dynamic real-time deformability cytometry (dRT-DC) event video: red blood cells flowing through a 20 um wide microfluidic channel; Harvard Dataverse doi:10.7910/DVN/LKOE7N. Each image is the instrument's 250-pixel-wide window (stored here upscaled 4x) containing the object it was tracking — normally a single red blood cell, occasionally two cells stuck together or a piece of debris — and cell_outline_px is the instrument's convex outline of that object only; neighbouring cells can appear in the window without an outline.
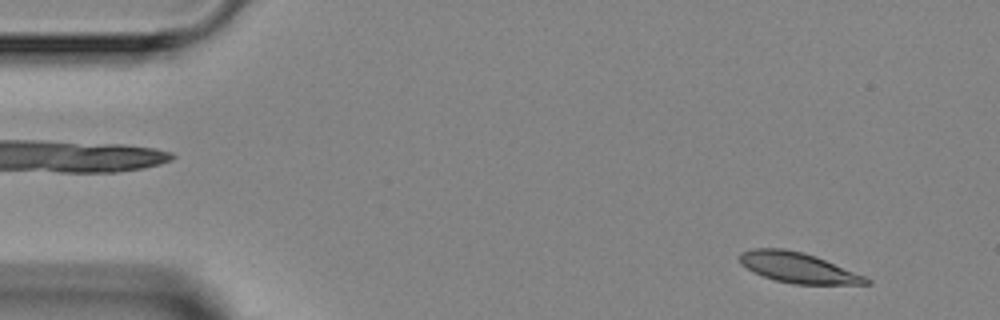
{"species": "Egyptian fruit bat (a non-hibernating species)", "species_latin": "Rousettus aegyptiacus", "temperature_condition": "room temperature", "stored_images_in_passage": 4, "camera_frame_rate_fps": 3000, "um_per_image_px": 0.085, "animal": {"sex": "female"}, "frame": {"image": 1, "passage_image": 1, "time_ms": 0.0, "image_size_px": [1000, 320], "cell_outline_px": [[872, 284], [792, 284], [776, 280], [764, 276], [740, 264], [740, 252], [752, 248], [784, 248], [804, 252], [816, 256], [864, 276], [872, 280]], "centroid_in_image_um": [67.83, 22.74], "position_along_channel_um": 17.2, "area_um2": 22.2}}
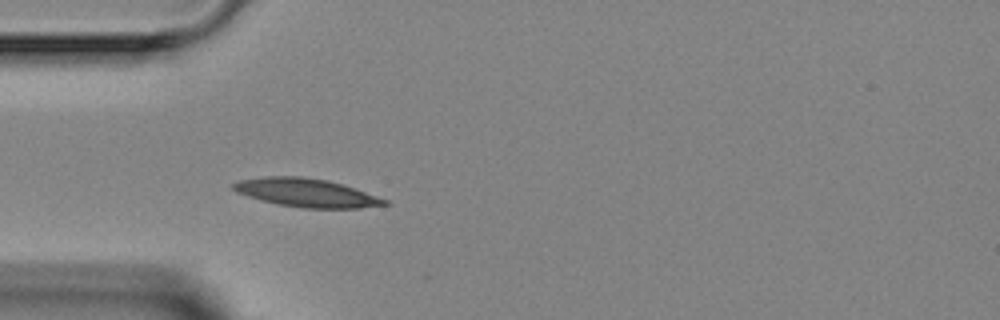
{"frame": {"image": 2, "passage_image": 4, "time_ms": 3.333, "image_size_px": [1000, 320], "cell_outline_px": [[392, 204], [360, 208], [300, 208], [260, 200], [236, 192], [232, 188], [232, 184], [240, 180], [264, 176], [300, 176], [328, 180], [356, 188], [388, 200]], "centroid_in_image_um": [26.07, 16.38], "position_along_channel_um": 58.9, "area_um2": 25.14}}